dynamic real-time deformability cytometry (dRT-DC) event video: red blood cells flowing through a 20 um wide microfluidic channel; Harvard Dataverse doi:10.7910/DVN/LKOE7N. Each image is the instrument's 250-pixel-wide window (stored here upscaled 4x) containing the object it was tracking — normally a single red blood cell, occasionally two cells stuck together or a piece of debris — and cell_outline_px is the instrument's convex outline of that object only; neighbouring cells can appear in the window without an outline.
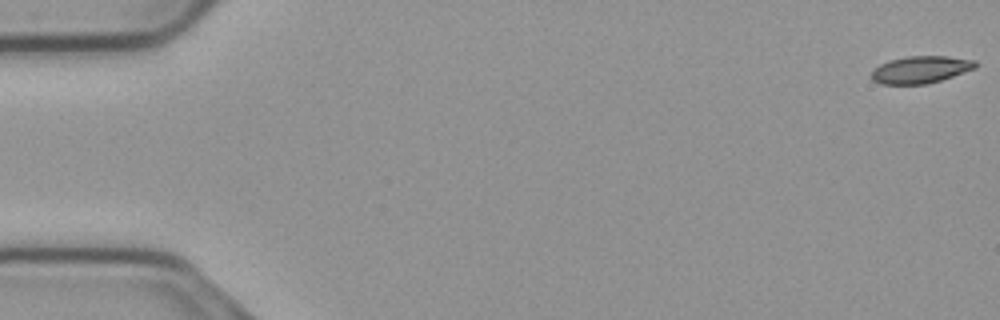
{"species": "common noctule bat (a hibernating species)", "species_latin": "Nyctalus noctula", "temperature_condition": "cold", "stored_images_in_passage": 56, "camera_frame_rate_fps": 3000, "um_per_image_px": 0.085, "animal": {"sex": "male", "body_mass_g": 23.1, "forearm_length_mm": 52.7}, "frame": {"image": 1, "passage_image": 1, "time_ms": 0.0, "image_size_px": [1000, 320], "cell_outline_px": [[976, 68], [928, 84], [880, 84], [872, 80], [872, 72], [880, 64], [892, 60], [908, 56], [948, 56], [976, 60]], "centroid_in_image_um": [78.27, 5.92], "position_along_channel_um": 6.7, "area_um2": 16.3}}
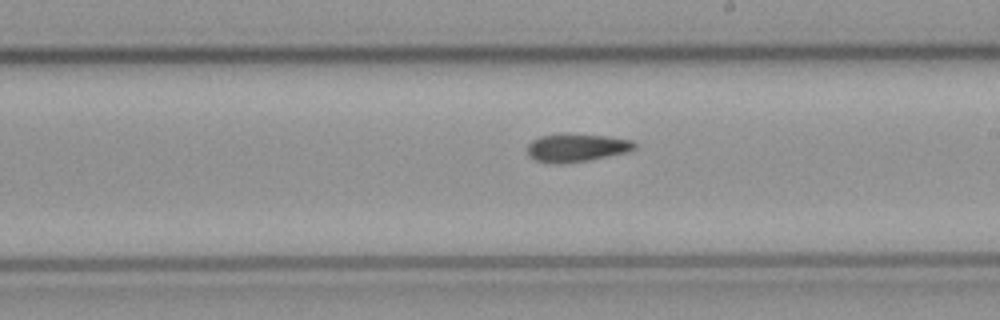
{"frame": {"image": 2, "passage_image": 32, "time_ms": 10.333, "image_size_px": [1000, 320], "cell_outline_px": [[636, 148], [628, 152], [588, 160], [560, 164], [552, 164], [536, 160], [528, 152], [528, 144], [532, 140], [540, 136], [560, 132], [564, 132], [608, 136], [632, 140], [636, 144]], "centroid_in_image_um": [49.01, 12.53], "position_along_channel_um": 240.0, "area_um2": 17.86}}
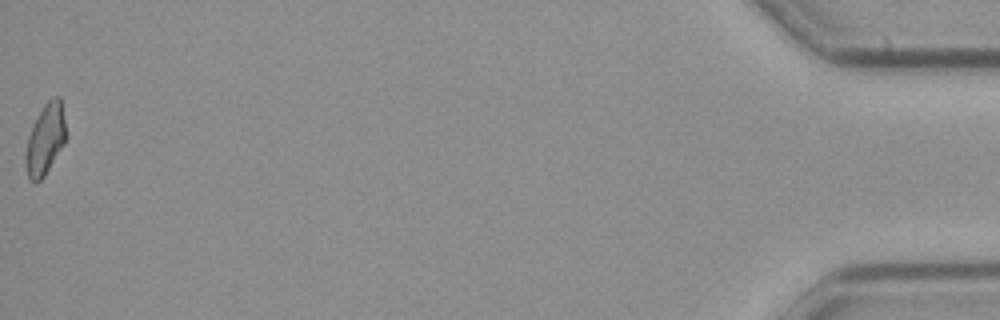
{"frame": {"image": 3, "passage_image": 56, "time_ms": 18.333, "image_size_px": [1000, 320], "cell_outline_px": [[68, 136], [64, 144], [44, 176], [36, 184], [28, 180], [24, 164], [24, 156], [28, 136], [32, 124], [44, 104], [52, 96], [60, 96]], "centroid_in_image_um": [3.84, 11.86], "position_along_channel_um": 431.4, "area_um2": 17.17}, "authors_computed_cell_mechanics": {"area_um2": 17.2244, "velocity_mm_per_s": 3.7125, "shape_relaxation_time_tau1_ms": 11.0678, "shape_relaxation_time_tau2_ms": 2.8727, "deformation_change_tau1": 0.2022, "deformation_change_tau2": 0.0914}}